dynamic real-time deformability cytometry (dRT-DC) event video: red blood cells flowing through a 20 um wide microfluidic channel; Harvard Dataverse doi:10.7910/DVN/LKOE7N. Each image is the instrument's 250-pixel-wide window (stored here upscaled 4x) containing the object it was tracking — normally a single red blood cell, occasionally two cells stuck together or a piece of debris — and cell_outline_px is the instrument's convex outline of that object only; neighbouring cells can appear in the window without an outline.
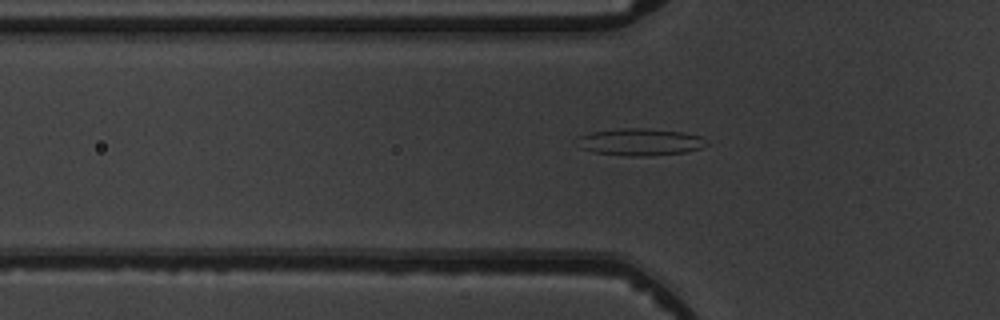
{"species": "common noctule bat (a hibernating species)", "species_latin": "Nyctalus noctula", "temperature_condition": "warm", "stored_images_in_passage": 6, "camera_frame_rate_fps": 3000, "um_per_image_px": 0.085, "animal": {"sex": "male", "body_mass_g": 19.5, "forearm_length_mm": 54.6}, "frame": {"image": 1, "passage_image": 6, "time_ms": 5.667, "image_size_px": [1000, 320], "cell_outline_px": [[708, 144], [700, 148], [684, 152], [644, 156], [624, 156], [596, 152], [580, 148], [572, 140], [580, 136], [592, 132], [620, 128], [644, 128], [684, 132], [700, 136]], "centroid_in_image_um": [54.34, 12.06], "position_along_channel_um": 71.5, "area_um2": 20.4}}